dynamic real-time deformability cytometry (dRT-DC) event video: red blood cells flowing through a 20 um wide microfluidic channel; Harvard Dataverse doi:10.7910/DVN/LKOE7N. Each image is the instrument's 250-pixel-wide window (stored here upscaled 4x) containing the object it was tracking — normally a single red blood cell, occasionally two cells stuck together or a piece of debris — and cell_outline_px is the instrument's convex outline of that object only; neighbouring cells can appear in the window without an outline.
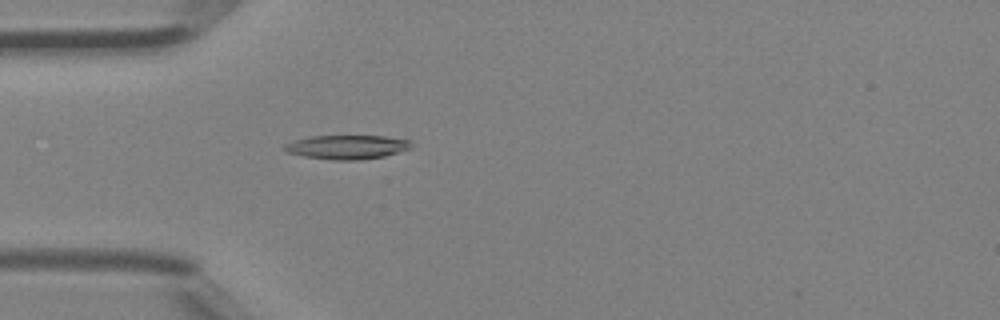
{"species": "Egyptian fruit bat (a non-hibernating species)", "species_latin": "Rousettus aegyptiacus", "temperature_condition": "room temperature", "stored_images_in_passage": 43, "camera_frame_rate_fps": 3000, "um_per_image_px": 0.085, "animal": {"sex": "female"}, "frame": {"image": 1, "passage_image": 11, "time_ms": 3.333, "image_size_px": [1000, 320], "cell_outline_px": [[412, 148], [384, 156], [360, 160], [332, 160], [304, 156], [288, 152], [280, 148], [284, 144], [296, 140], [312, 136], [384, 136], [412, 140]], "centroid_in_image_um": [29.51, 12.5], "position_along_channel_um": 55.5, "area_um2": 17.8}}
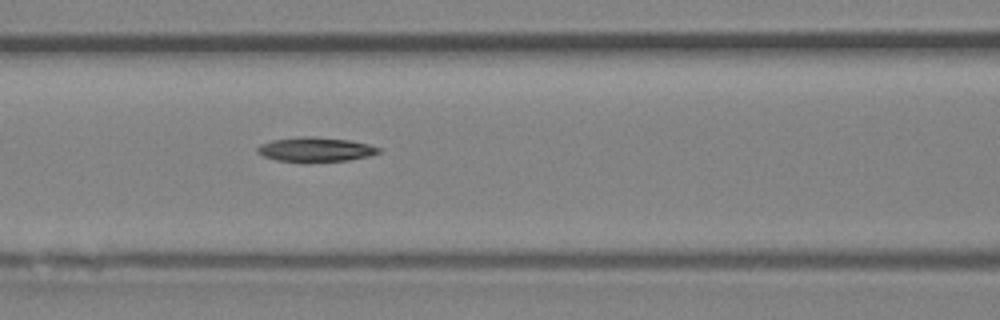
{"frame": {"image": 2, "passage_image": 17, "time_ms": 5.333, "image_size_px": [1000, 320], "cell_outline_px": [[380, 152], [368, 156], [348, 160], [276, 160], [264, 156], [256, 152], [256, 148], [260, 144], [272, 140], [300, 136], [316, 136], [348, 140], [368, 144], [380, 148]], "centroid_in_image_um": [26.79, 12.67], "position_along_channel_um": 139.8, "area_um2": 16.76}}
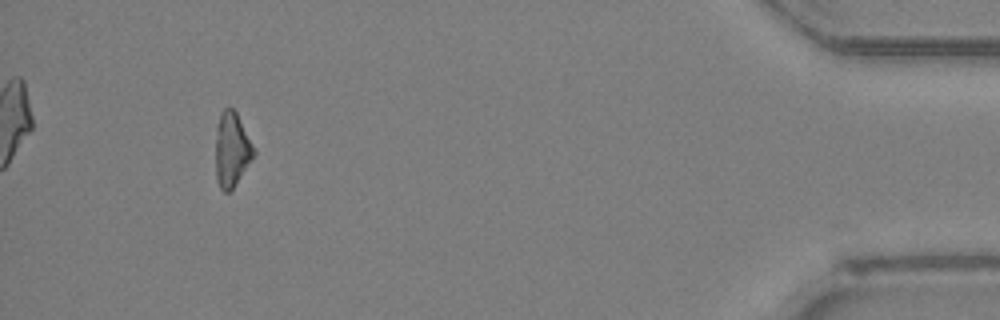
{"frame": {"image": 3, "passage_image": 40, "time_ms": 13.0, "image_size_px": [1000, 320], "cell_outline_px": [[256, 152], [252, 160], [232, 188], [228, 192], [224, 192], [220, 188], [216, 180], [216, 128], [220, 112], [224, 108], [232, 108], [236, 112], [256, 148]], "centroid_in_image_um": [19.71, 12.69], "position_along_channel_um": 415.5, "area_um2": 16.65}}